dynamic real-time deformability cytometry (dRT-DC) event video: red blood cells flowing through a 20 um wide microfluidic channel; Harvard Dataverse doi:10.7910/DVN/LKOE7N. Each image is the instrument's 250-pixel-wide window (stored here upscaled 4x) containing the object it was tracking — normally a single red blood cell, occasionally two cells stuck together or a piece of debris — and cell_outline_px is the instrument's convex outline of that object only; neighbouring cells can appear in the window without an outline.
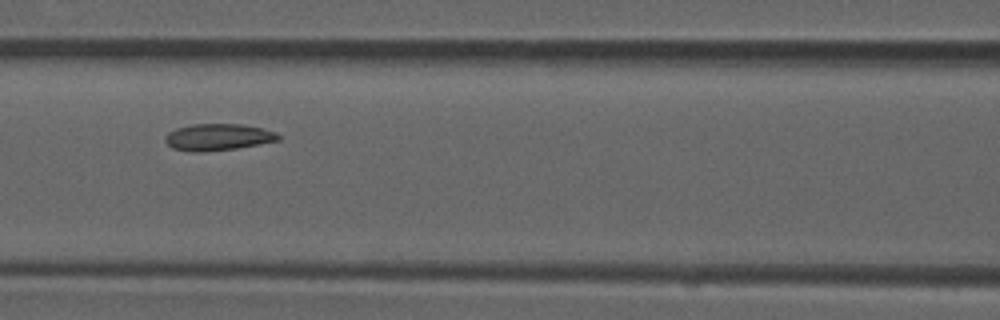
{"species": "common noctule bat (a hibernating species)", "species_latin": "Nyctalus noctula", "temperature_condition": "room temperature", "stored_images_in_passage": 7, "camera_frame_rate_fps": 3000, "um_per_image_px": 0.085, "animal": {"sex": "male", "forearm_length_mm": 52.5}, "frame": {"image": 1, "passage_image": 4, "time_ms": 1.0, "image_size_px": [1000, 320], "cell_outline_px": [[280, 140], [236, 148], [200, 152], [192, 152], [172, 148], [164, 140], [168, 132], [176, 128], [192, 124], [244, 124], [276, 132], [280, 136]], "centroid_in_image_um": [18.51, 11.65], "position_along_channel_um": 148.1, "area_um2": 17.51}}
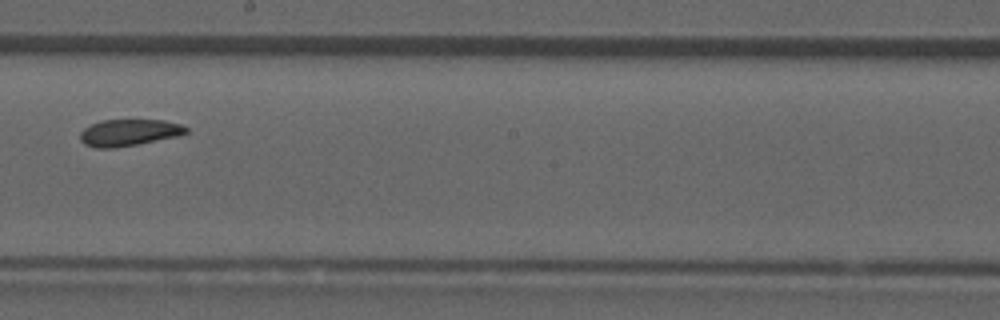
{"frame": {"image": 2, "passage_image": 6, "time_ms": 1.667, "image_size_px": [1000, 320], "cell_outline_px": [[188, 132], [176, 136], [116, 148], [96, 148], [84, 144], [80, 140], [80, 132], [84, 128], [100, 120], [164, 120], [180, 124], [188, 128]], "centroid_in_image_um": [10.92, 11.27], "position_along_channel_um": 237.3, "area_um2": 16.36}}
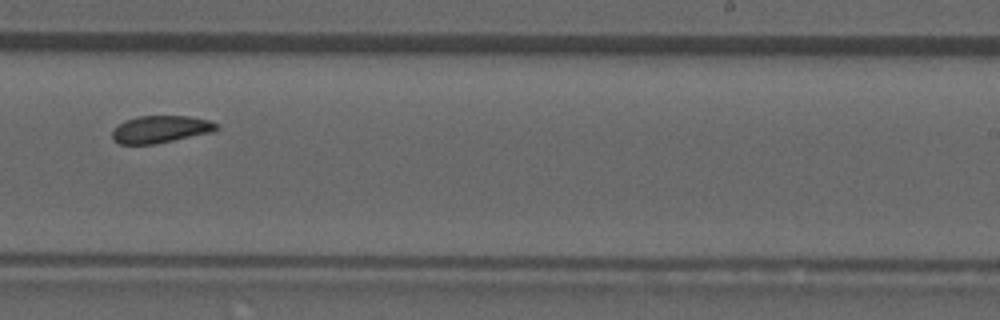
{"frame": {"image": 3, "passage_image": 7, "time_ms": 2.0, "image_size_px": [1000, 320], "cell_outline_px": [[220, 128], [212, 132], [156, 144], [120, 144], [112, 140], [112, 132], [124, 120], [136, 116], [188, 116], [208, 120], [216, 124]], "centroid_in_image_um": [13.63, 10.99], "position_along_channel_um": 275.4, "area_um2": 16.53}}